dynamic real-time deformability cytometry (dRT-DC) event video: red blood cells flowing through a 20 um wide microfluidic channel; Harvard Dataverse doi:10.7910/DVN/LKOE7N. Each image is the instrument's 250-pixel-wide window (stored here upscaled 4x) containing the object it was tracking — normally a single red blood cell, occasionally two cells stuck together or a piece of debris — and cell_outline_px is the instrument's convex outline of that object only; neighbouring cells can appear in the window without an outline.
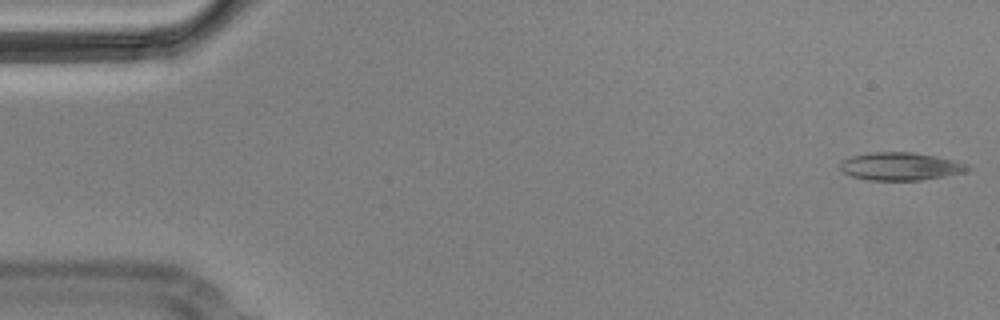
{"species": "Egyptian fruit bat (a non-hibernating species)", "species_latin": "Rousettus aegyptiacus", "temperature_condition": "cold", "stored_images_in_passage": 4, "camera_frame_rate_fps": 3000, "um_per_image_px": 0.085, "animal": {"sex": "male"}, "frame": {"image": 1, "passage_image": 1, "time_ms": 0.0, "image_size_px": [1000, 320], "cell_outline_px": [[972, 168], [964, 172], [944, 176], [920, 180], [868, 180], [852, 176], [844, 172], [840, 168], [840, 160], [852, 156], [872, 152], [912, 152], [936, 156], [952, 160], [964, 164]], "centroid_in_image_um": [76.5, 14.14], "position_along_channel_um": 8.5, "area_um2": 20.52}}